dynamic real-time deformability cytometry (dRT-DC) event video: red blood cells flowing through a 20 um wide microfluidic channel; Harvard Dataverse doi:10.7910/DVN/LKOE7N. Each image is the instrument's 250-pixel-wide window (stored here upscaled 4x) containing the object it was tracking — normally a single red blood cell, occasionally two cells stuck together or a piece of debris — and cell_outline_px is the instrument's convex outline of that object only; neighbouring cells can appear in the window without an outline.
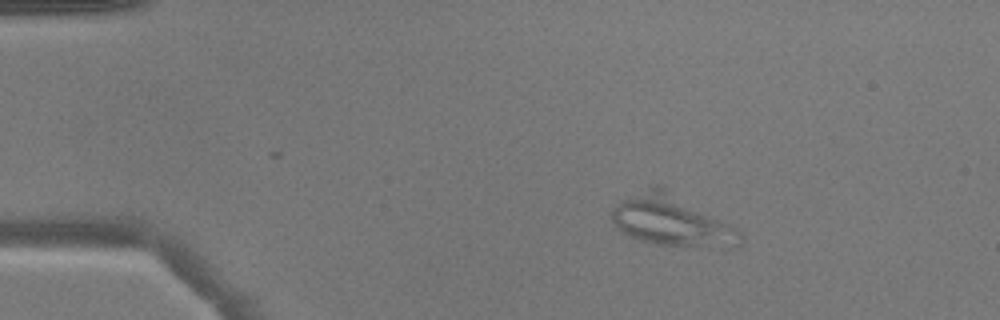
{"species": "common noctule bat (a hibernating species)", "species_latin": "Nyctalus noctula", "temperature_condition": "warm", "stored_images_in_passage": 6, "camera_frame_rate_fps": 3000, "um_per_image_px": 0.085, "animal": {"sex": "male", "body_mass_g": 17.9}, "frame": {"image": 1, "passage_image": 2, "time_ms": 0.333, "image_size_px": [1000, 320], "cell_outline_px": [[744, 240], [740, 248], [720, 248], [656, 244], [640, 240], [628, 236], [616, 228], [612, 220], [612, 208], [624, 200], [652, 184], [660, 184], [736, 228], [744, 236]], "centroid_in_image_um": [57.15, 18.78], "position_along_channel_um": 27.8, "area_um2": 38.15}}